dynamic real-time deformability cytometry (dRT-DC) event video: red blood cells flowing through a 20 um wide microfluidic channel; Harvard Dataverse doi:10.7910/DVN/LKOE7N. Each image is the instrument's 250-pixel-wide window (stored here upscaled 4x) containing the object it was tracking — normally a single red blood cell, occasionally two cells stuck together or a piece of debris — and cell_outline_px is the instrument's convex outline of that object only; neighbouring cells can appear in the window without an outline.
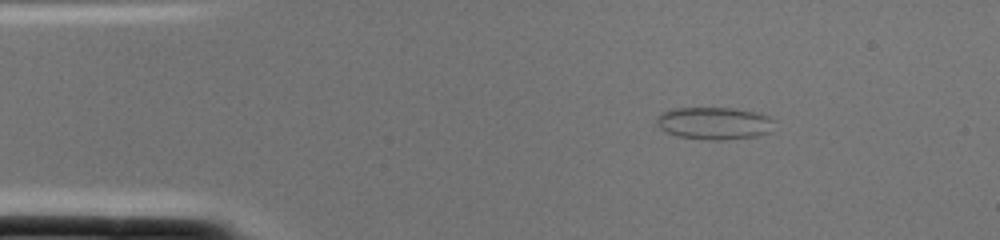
{"species": "common noctule bat (a hibernating species)", "species_latin": "Nyctalus noctula", "temperature_condition": "cold", "stored_images_in_passage": 1, "camera_frame_rate_fps": 3000, "um_per_image_px": 0.085, "animal": {"sex": "female", "body_mass_g": 22.0, "forearm_length_mm": 56.7}, "frame": {"image": 1, "passage_image": 1, "time_ms": 0.0, "image_size_px": [1000, 240], "cell_outline_px": [[776, 120], [768, 132], [756, 136], [720, 140], [708, 140], [676, 136], [660, 128], [656, 124], [656, 116], [660, 112], [676, 108], [736, 108], [756, 112], [768, 116]], "centroid_in_image_um": [60.68, 10.47], "position_along_channel_um": 24.3, "area_um2": 22.31}}